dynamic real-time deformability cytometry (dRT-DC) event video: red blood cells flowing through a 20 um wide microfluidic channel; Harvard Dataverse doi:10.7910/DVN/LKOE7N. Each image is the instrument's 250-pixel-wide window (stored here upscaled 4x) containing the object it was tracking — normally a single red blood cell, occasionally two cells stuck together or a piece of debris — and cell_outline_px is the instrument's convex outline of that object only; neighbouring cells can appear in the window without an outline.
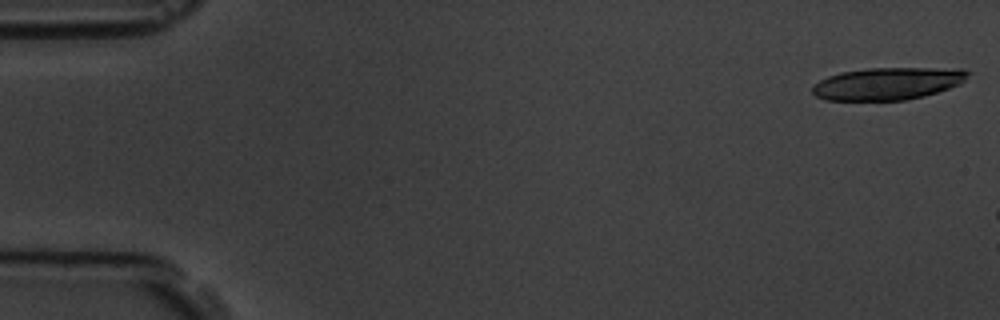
{"species": "common noctule bat (a hibernating species)", "species_latin": "Nyctalus noctula", "temperature_condition": "room temperature", "stored_images_in_passage": 3, "camera_frame_rate_fps": 3000, "um_per_image_px": 0.085, "animal": {"sex": "male", "body_mass_g": 19.5, "forearm_length_mm": 54.6}, "frame": {"image": 1, "passage_image": 1, "time_ms": 0.0, "image_size_px": [1000, 320], "cell_outline_px": [[972, 72], [960, 84], [924, 96], [904, 100], [824, 100], [816, 96], [812, 92], [812, 84], [828, 76], [840, 72], [868, 68], [960, 68]], "centroid_in_image_um": [75.44, 7.1], "position_along_channel_um": 9.6, "area_um2": 29.42}}